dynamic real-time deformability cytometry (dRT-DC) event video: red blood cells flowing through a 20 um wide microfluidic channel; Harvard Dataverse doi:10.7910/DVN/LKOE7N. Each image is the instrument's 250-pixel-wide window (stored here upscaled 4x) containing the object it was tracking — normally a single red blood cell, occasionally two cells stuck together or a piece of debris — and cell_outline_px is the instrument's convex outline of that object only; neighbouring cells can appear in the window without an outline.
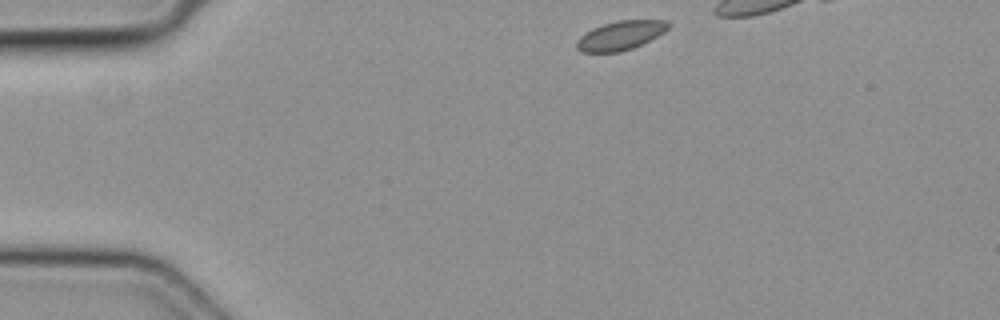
{"species": "common noctule bat (a hibernating species)", "species_latin": "Nyctalus noctula", "temperature_condition": "cold", "stored_images_in_passage": 28, "camera_frame_rate_fps": 3000, "um_per_image_px": 0.085, "animal": {"sex": "female", "body_mass_g": 19.3, "forearm_length_mm": 54.1}, "frame": {"image": 1, "passage_image": 1, "time_ms": 0.0, "image_size_px": [1000, 320], "cell_outline_px": [[672, 24], [664, 32], [632, 48], [620, 52], [580, 52], [576, 48], [576, 40], [580, 36], [592, 28], [604, 24], [620, 20], [668, 20]], "centroid_in_image_um": [52.73, 3.01], "position_along_channel_um": 32.3, "area_um2": 15.43}}
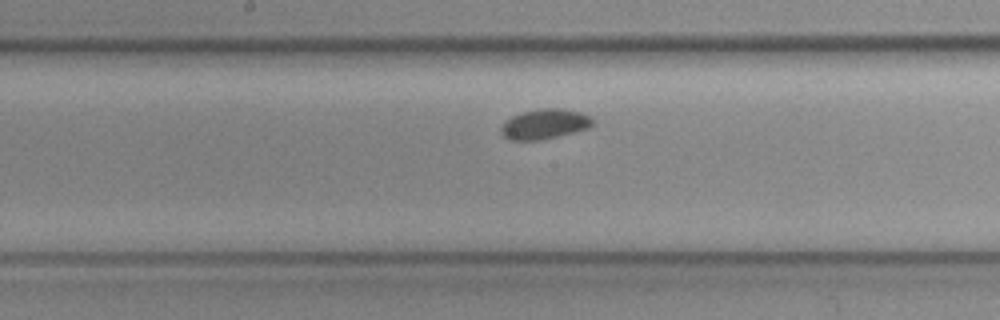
{"frame": {"image": 2, "passage_image": 17, "time_ms": 5.333, "image_size_px": [1000, 320], "cell_outline_px": [[596, 120], [588, 128], [540, 140], [512, 140], [504, 136], [500, 132], [500, 128], [512, 116], [520, 112], [540, 108], [560, 108], [580, 112], [592, 116]], "centroid_in_image_um": [46.32, 10.52], "position_along_channel_um": 201.9, "area_um2": 15.95}}
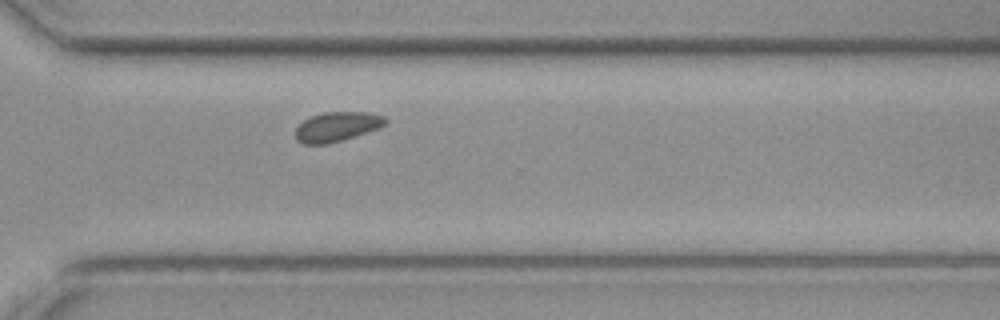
{"frame": {"image": 3, "passage_image": 27, "time_ms": 8.667, "image_size_px": [1000, 320], "cell_outline_px": [[388, 120], [380, 128], [344, 140], [328, 144], [304, 144], [296, 140], [296, 128], [304, 120], [312, 116], [324, 112], [368, 112], [384, 116]], "centroid_in_image_um": [28.66, 10.77], "position_along_channel_um": 341.9, "area_um2": 15.55}}